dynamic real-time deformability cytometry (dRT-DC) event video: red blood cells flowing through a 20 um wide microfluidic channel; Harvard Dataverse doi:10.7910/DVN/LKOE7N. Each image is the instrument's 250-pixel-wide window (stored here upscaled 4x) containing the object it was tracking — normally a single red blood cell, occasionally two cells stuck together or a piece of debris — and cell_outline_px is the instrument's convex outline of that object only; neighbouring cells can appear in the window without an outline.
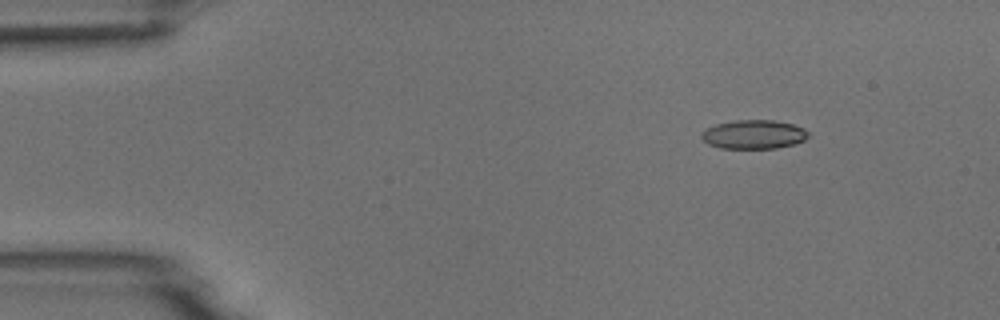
{"species": "common noctule bat (a hibernating species)", "species_latin": "Nyctalus noctula", "temperature_condition": "room temperature", "stored_images_in_passage": 8, "camera_frame_rate_fps": 3000, "um_per_image_px": 0.085, "animal": {"sex": "male", "body_mass_g": 18.8}, "frame": {"image": 1, "passage_image": 2, "time_ms": 1.333, "image_size_px": [1000, 320], "cell_outline_px": [[808, 136], [804, 140], [796, 144], [776, 148], [720, 148], [708, 144], [700, 136], [700, 132], [716, 124], [736, 120], [772, 120], [792, 124], [804, 128], [808, 132]], "centroid_in_image_um": [64.07, 11.43], "position_along_channel_um": 20.9, "area_um2": 17.98}}
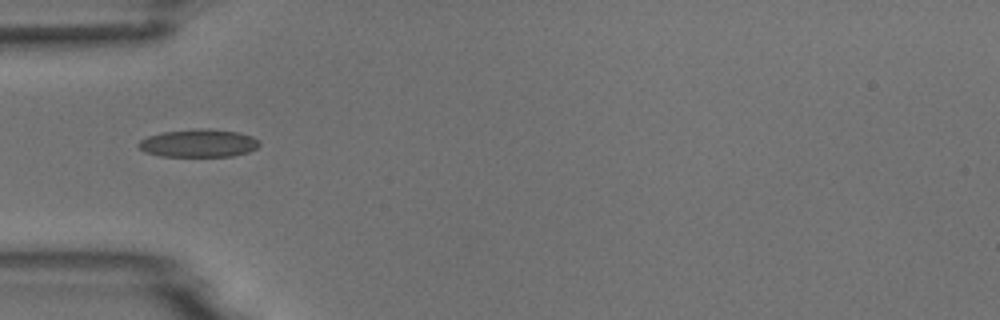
{"frame": {"image": 2, "passage_image": 5, "time_ms": 4.667, "image_size_px": [1000, 320], "cell_outline_px": [[260, 144], [256, 148], [248, 152], [232, 156], [160, 156], [144, 152], [136, 144], [140, 140], [148, 136], [164, 132], [200, 128], [208, 128], [236, 132], [252, 136], [260, 140]], "centroid_in_image_um": [16.88, 12.17], "position_along_channel_um": 68.1, "area_um2": 19.65}}